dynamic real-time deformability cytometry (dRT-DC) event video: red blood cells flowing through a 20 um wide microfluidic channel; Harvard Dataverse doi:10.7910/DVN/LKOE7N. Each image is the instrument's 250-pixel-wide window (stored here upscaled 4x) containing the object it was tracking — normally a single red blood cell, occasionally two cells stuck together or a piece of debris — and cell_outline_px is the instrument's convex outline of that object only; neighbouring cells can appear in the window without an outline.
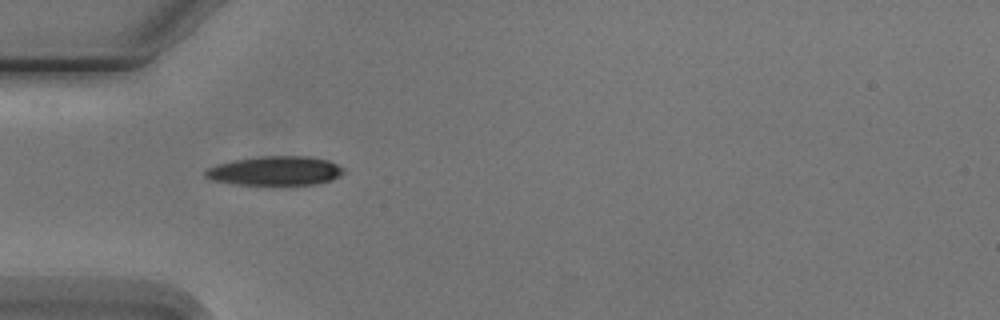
{"species": "Egyptian fruit bat (a non-hibernating species)", "species_latin": "Rousettus aegyptiacus", "temperature_condition": "cold", "stored_images_in_passage": 7, "camera_frame_rate_fps": 3000, "um_per_image_px": 0.085, "animal": {"sex": "male"}, "frame": {"image": 1, "passage_image": 5, "time_ms": 4.667, "image_size_px": [1000, 320], "cell_outline_px": [[344, 172], [340, 176], [332, 180], [312, 184], [236, 184], [212, 180], [204, 176], [204, 172], [208, 168], [216, 164], [232, 160], [264, 156], [312, 156], [328, 160], [344, 168]], "centroid_in_image_um": [23.4, 14.5], "position_along_channel_um": 61.6, "area_um2": 23.41}}
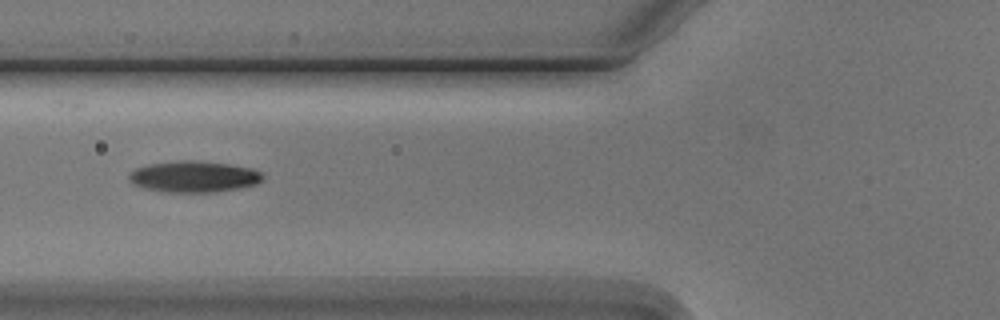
{"frame": {"image": 2, "passage_image": 6, "time_ms": 6.0, "image_size_px": [1000, 320], "cell_outline_px": [[264, 176], [256, 184], [240, 188], [216, 192], [160, 192], [144, 188], [132, 184], [128, 180], [128, 176], [136, 168], [148, 164], [180, 160], [188, 160], [228, 164], [252, 168], [260, 172]], "centroid_in_image_um": [16.44, 15.02], "position_along_channel_um": 109.4, "area_um2": 24.39}}
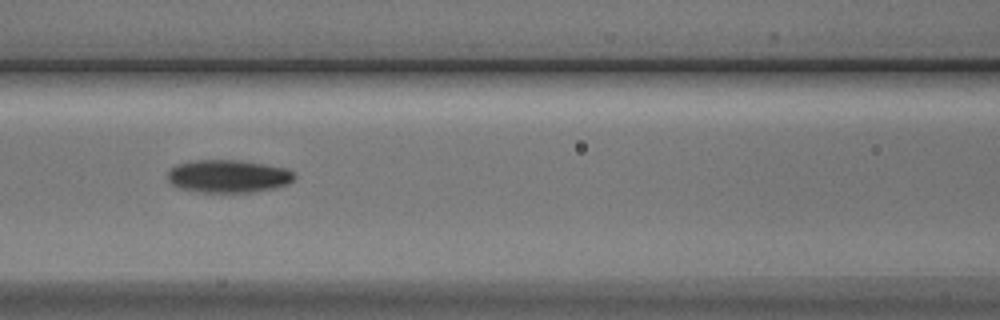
{"frame": {"image": 3, "passage_image": 7, "time_ms": 7.0, "image_size_px": [1000, 320], "cell_outline_px": [[296, 176], [288, 184], [272, 188], [248, 192], [204, 192], [180, 188], [172, 184], [168, 180], [168, 172], [176, 164], [196, 160], [240, 160], [288, 168]], "centroid_in_image_um": [19.4, 14.96], "position_along_channel_um": 147.2, "area_um2": 24.04}}